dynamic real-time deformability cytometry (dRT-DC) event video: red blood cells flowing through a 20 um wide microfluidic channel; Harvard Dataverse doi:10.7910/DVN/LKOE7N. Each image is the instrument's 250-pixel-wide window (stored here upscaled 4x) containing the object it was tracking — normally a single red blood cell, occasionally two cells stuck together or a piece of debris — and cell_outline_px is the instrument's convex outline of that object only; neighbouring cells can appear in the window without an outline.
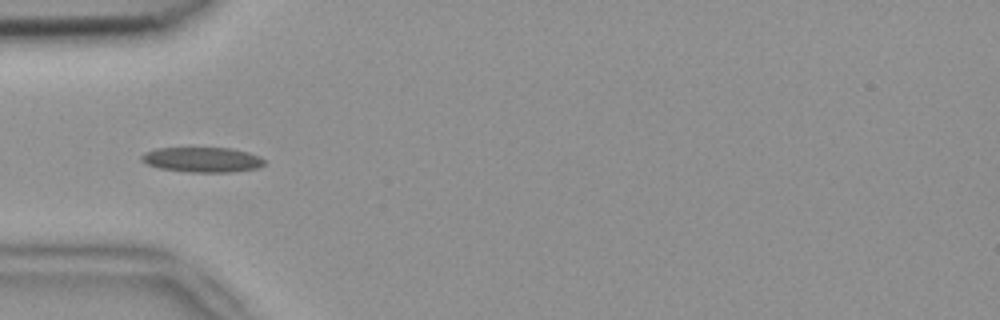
{"species": "common noctule bat (a hibernating species)", "species_latin": "Nyctalus noctula", "temperature_condition": "room temperature", "stored_images_in_passage": 4, "camera_frame_rate_fps": 3000, "um_per_image_px": 0.085, "animal": {"sex": "female", "body_mass_g": 18.4}, "frame": {"image": 1, "passage_image": 1, "time_ms": 0.0, "image_size_px": [1000, 320], "cell_outline_px": [[264, 164], [256, 168], [232, 172], [188, 172], [160, 168], [148, 164], [140, 160], [140, 156], [144, 152], [156, 148], [232, 148], [248, 152], [260, 156], [264, 160]], "centroid_in_image_um": [17.18, 13.57], "position_along_channel_um": 67.8, "area_um2": 17.92}}
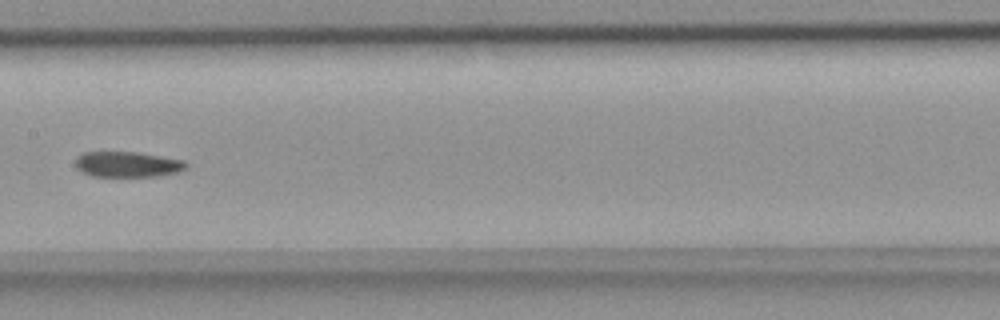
{"frame": {"image": 2, "passage_image": 4, "time_ms": 1.0, "image_size_px": [1000, 320], "cell_outline_px": [[188, 168], [176, 172], [156, 176], [92, 176], [76, 168], [76, 156], [84, 152], [136, 152], [184, 160], [188, 164]], "centroid_in_image_um": [10.84, 13.96], "position_along_channel_um": 196.6, "area_um2": 16.36}}